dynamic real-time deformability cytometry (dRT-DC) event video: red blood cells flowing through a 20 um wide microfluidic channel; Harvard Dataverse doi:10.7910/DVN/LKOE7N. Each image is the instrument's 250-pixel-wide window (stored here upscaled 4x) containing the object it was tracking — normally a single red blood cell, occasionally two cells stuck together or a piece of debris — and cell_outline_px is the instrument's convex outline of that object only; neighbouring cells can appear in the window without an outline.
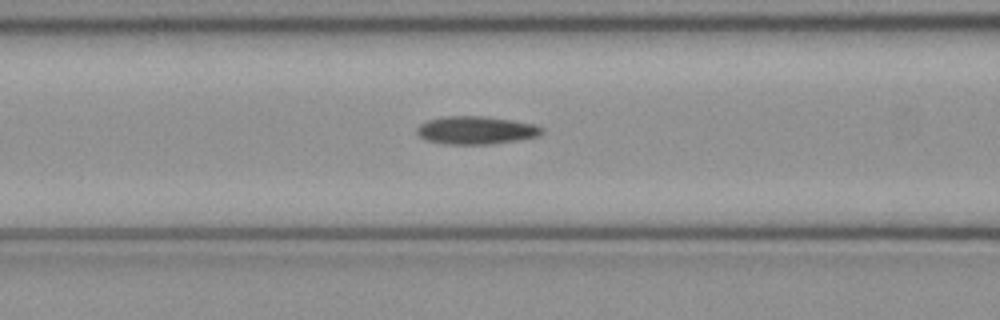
{"species": "common noctule bat (a hibernating species)", "species_latin": "Nyctalus noctula", "temperature_condition": "cold", "stored_images_in_passage": 45, "camera_frame_rate_fps": 3000, "um_per_image_px": 0.085, "animal": {"sex": "female", "body_mass_g": 21.9}, "frame": {"image": 1, "passage_image": 15, "time_ms": 4.667, "image_size_px": [1000, 320], "cell_outline_px": [[544, 132], [540, 136], [516, 140], [488, 144], [444, 144], [428, 140], [420, 136], [416, 132], [416, 128], [420, 124], [428, 120], [444, 116], [484, 116], [512, 120], [536, 124], [544, 128]], "centroid_in_image_um": [40.49, 11.06], "position_along_channel_um": 126.1, "area_um2": 20.4}}
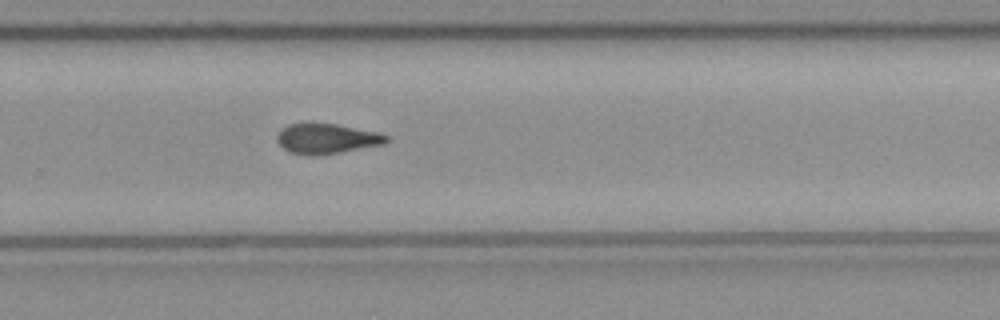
{"frame": {"image": 2, "passage_image": 28, "time_ms": 9.0, "image_size_px": [1000, 320], "cell_outline_px": [[392, 140], [384, 144], [340, 152], [312, 156], [308, 156], [288, 152], [276, 140], [276, 136], [288, 124], [308, 120], [336, 124], [380, 132], [388, 136]], "centroid_in_image_um": [27.77, 11.75], "position_along_channel_um": 302.0, "area_um2": 19.83}}
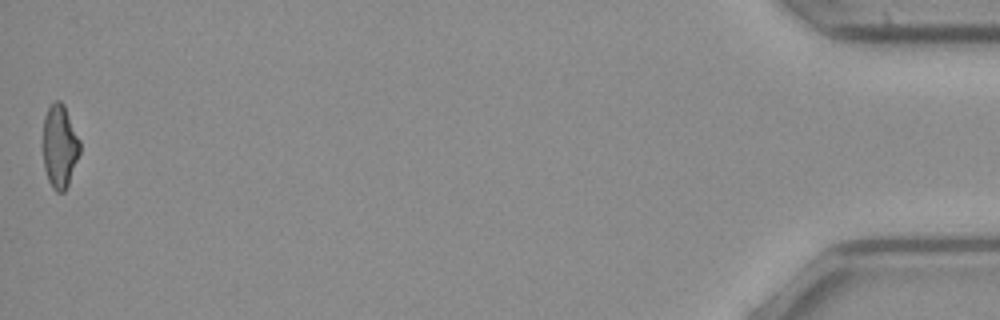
{"frame": {"image": 3, "passage_image": 45, "time_ms": 14.667, "image_size_px": [1000, 320], "cell_outline_px": [[80, 152], [68, 184], [64, 192], [56, 192], [52, 188], [48, 180], [44, 168], [40, 144], [44, 116], [48, 108], [56, 100], [60, 100], [64, 104], [80, 140]], "centroid_in_image_um": [5.02, 12.43], "position_along_channel_um": 430.2, "area_um2": 18.5}, "authors_computed_cell_mechanics": {"area_um2": 19.652, "velocity_mm_per_s": 4.0596, "shape_relaxation_time_tau1_ms": null, "shape_relaxation_time_tau2_ms": 7.2517, "deformation_change_tau1": null, "deformation_change_tau2": 0.1524}}